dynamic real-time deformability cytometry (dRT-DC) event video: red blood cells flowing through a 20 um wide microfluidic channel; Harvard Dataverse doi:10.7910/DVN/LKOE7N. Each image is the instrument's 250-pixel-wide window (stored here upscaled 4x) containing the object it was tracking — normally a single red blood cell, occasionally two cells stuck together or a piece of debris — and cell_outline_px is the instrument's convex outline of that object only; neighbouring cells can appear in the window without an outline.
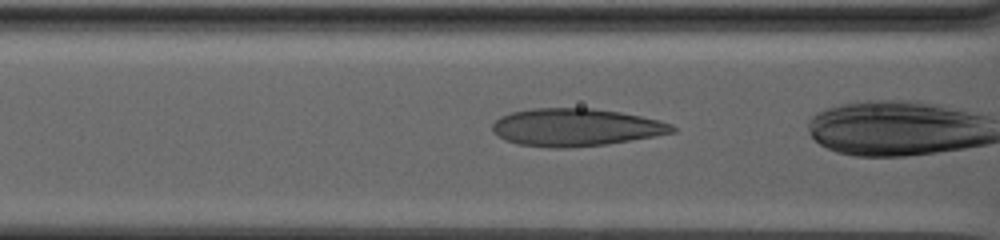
{"species": "human", "species_latin": "Homo sapiens", "temperature_condition": "warm", "stored_images_in_passage": 67, "camera_frame_rate_fps": 3000, "um_per_image_px": 0.085, "donor": {"sex": "male"}, "frame": {"image": 1, "passage_image": 35, "time_ms": 11.333, "image_size_px": [1000, 240], "cell_outline_px": [[676, 132], [604, 144], [564, 148], [556, 148], [520, 144], [504, 140], [492, 128], [492, 124], [500, 116], [512, 112], [532, 108], [592, 108], [620, 112], [640, 116], [672, 124], [676, 128]], "centroid_in_image_um": [48.92, 10.81], "position_along_channel_um": 117.7, "area_um2": 38.9}}
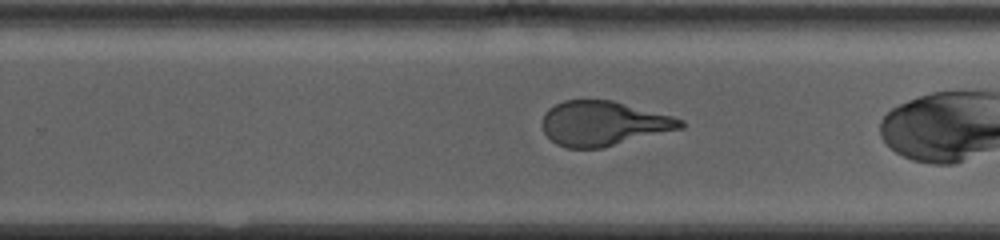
{"frame": {"image": 2, "passage_image": 54, "time_ms": 17.667, "image_size_px": [1000, 240], "cell_outline_px": [[684, 128], [600, 148], [564, 148], [556, 144], [544, 132], [544, 112], [548, 108], [564, 100], [612, 100], [672, 116], [684, 120]], "centroid_in_image_um": [51.29, 10.49], "position_along_channel_um": 278.5, "area_um2": 35.72}}
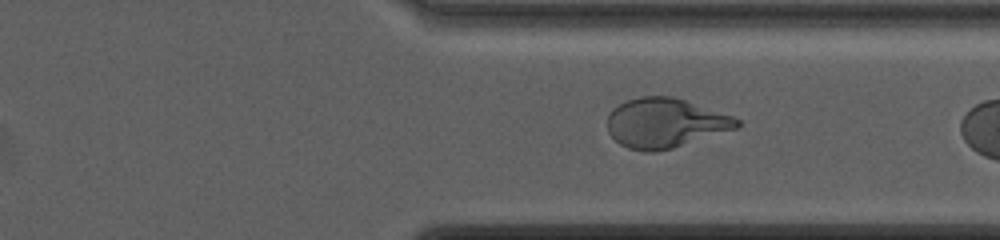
{"frame": {"image": 3, "passage_image": 63, "time_ms": 20.667, "image_size_px": [1000, 240], "cell_outline_px": [[740, 128], [672, 148], [652, 152], [644, 152], [628, 148], [620, 144], [608, 132], [608, 112], [612, 108], [628, 100], [640, 96], [672, 96], [732, 116], [740, 120]], "centroid_in_image_um": [56.53, 10.46], "position_along_channel_um": 354.9, "area_um2": 37.34}}